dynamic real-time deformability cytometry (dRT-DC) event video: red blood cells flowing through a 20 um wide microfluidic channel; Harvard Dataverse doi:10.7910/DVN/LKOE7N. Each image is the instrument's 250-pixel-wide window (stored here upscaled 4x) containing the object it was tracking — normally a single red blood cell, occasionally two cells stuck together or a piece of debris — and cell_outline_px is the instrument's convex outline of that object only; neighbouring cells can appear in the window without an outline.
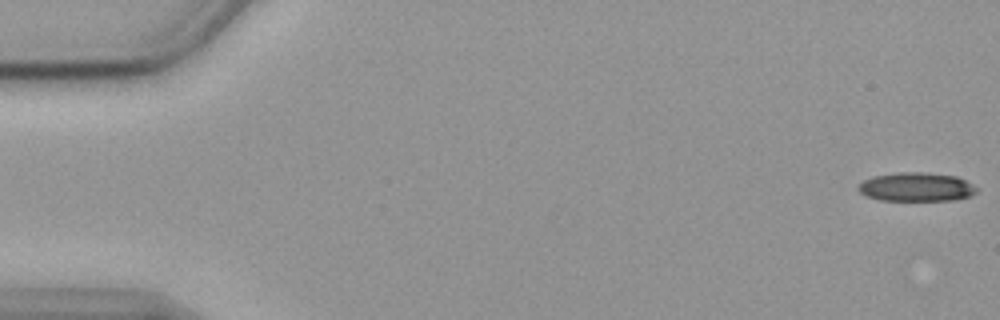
{"species": "common noctule bat (a hibernating species)", "species_latin": "Nyctalus noctula", "temperature_condition": "cold", "stored_images_in_passage": 56, "camera_frame_rate_fps": 3000, "um_per_image_px": 0.085, "animal": {"sex": "female", "body_mass_g": 19.9}, "frame": {"image": 1, "passage_image": 1, "time_ms": 0.0, "image_size_px": [1000, 320], "cell_outline_px": [[976, 192], [968, 196], [952, 200], [880, 200], [868, 196], [860, 192], [856, 188], [864, 180], [872, 176], [896, 172], [928, 172], [956, 176], [972, 184], [976, 188]], "centroid_in_image_um": [77.86, 15.88], "position_along_channel_um": 7.1, "area_um2": 19.77}}
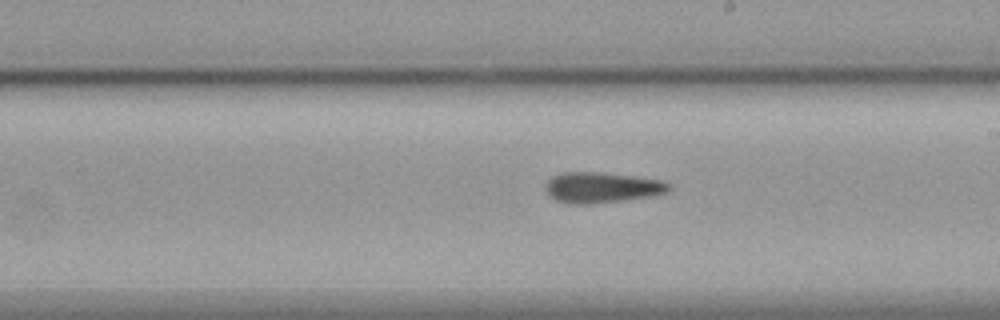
{"frame": {"image": 2, "passage_image": 32, "time_ms": 10.333, "image_size_px": [1000, 320], "cell_outline_px": [[672, 184], [668, 192], [652, 196], [624, 200], [592, 204], [568, 204], [556, 200], [548, 196], [544, 188], [544, 184], [552, 176], [564, 172], [600, 172], [664, 180]], "centroid_in_image_um": [51.14, 15.94], "position_along_channel_um": 237.9, "area_um2": 22.37}}
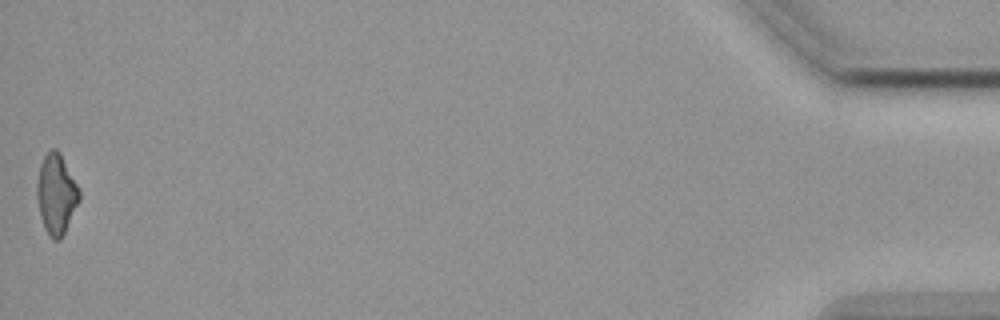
{"frame": {"image": 3, "passage_image": 56, "time_ms": 18.333, "image_size_px": [1000, 320], "cell_outline_px": [[80, 200], [60, 240], [52, 240], [48, 236], [40, 216], [36, 196], [36, 184], [40, 164], [44, 156], [52, 148], [56, 148], [60, 152], [80, 188]], "centroid_in_image_um": [4.78, 16.48], "position_along_channel_um": 430.4, "area_um2": 19.94}, "authors_computed_cell_mechanics": {"area_um2": 21.3282, "velocity_mm_per_s": 3.5931, "shape_relaxation_time_tau1_ms": 10.1192, "shape_relaxation_time_tau2_ms": 6.3312, "deformation_change_tau1": 0.2109, "deformation_change_tau2": 0.191}}